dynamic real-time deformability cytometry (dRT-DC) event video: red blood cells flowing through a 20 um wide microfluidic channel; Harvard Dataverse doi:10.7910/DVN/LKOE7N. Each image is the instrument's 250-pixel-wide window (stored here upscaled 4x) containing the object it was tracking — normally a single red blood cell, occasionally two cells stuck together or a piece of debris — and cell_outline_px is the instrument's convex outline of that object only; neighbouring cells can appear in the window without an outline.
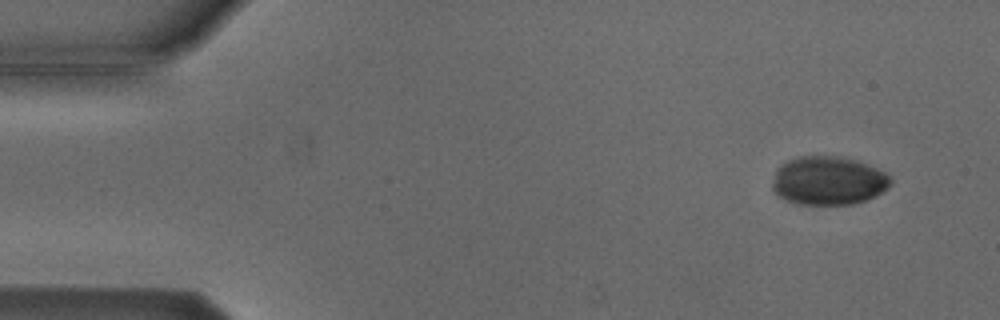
{"species": "Egyptian fruit bat (a non-hibernating species)", "species_latin": "Rousettus aegyptiacus", "temperature_condition": "cold", "stored_images_in_passage": 4, "camera_frame_rate_fps": 3000, "um_per_image_px": 0.085, "animal": {"sex": "male"}, "frame": {"image": 1, "passage_image": 1, "time_ms": 0.0, "image_size_px": [1000, 320], "cell_outline_px": [[892, 184], [876, 196], [852, 204], [800, 204], [776, 196], [772, 188], [772, 180], [776, 168], [784, 160], [796, 156], [836, 156], [856, 160], [876, 168], [884, 172], [892, 180]], "centroid_in_image_um": [70.35, 15.34], "position_along_channel_um": 14.6, "area_um2": 33.7}}
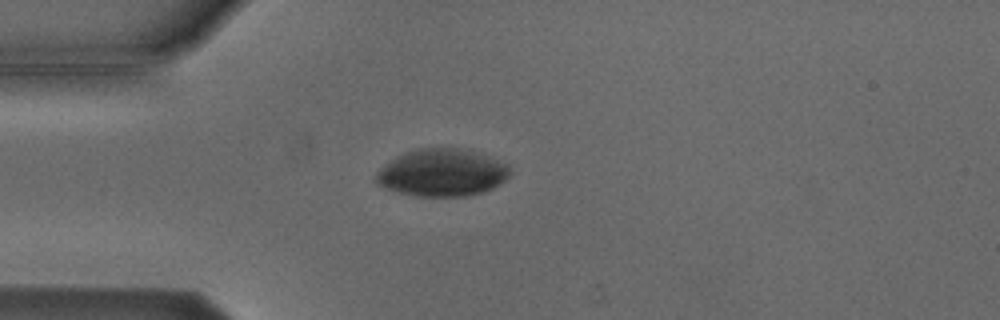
{"frame": {"image": 2, "passage_image": 4, "time_ms": 3.333, "image_size_px": [1000, 320], "cell_outline_px": [[508, 176], [504, 180], [492, 188], [484, 192], [468, 196], [416, 196], [396, 192], [380, 184], [376, 180], [376, 172], [384, 164], [396, 156], [404, 152], [416, 148], [468, 148], [508, 164]], "centroid_in_image_um": [37.56, 14.66], "position_along_channel_um": 47.4, "area_um2": 36.99}}